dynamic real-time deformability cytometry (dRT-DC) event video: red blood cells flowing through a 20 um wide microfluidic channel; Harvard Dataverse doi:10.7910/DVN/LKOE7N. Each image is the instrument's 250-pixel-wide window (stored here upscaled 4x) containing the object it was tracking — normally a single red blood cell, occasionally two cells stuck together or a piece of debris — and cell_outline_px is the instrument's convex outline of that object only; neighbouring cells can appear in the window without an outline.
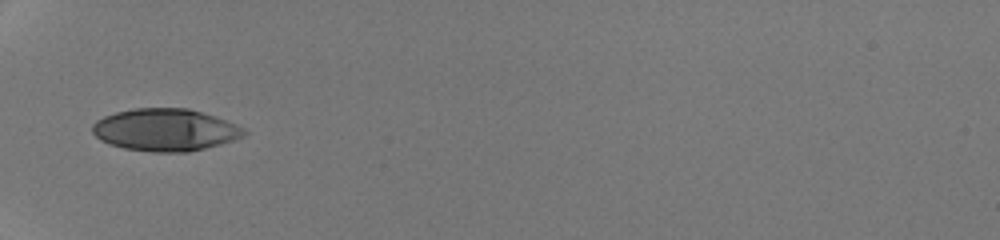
{"species": "human", "species_latin": "Homo sapiens", "temperature_condition": "room temperature", "stored_images_in_passage": 31, "camera_frame_rate_fps": 3000, "um_per_image_px": 0.085, "donor": {"sex": "male"}, "frame": {"image": 1, "passage_image": 1, "time_ms": 0.0, "image_size_px": [1000, 240], "cell_outline_px": [[248, 132], [244, 136], [220, 144], [188, 152], [152, 152], [124, 148], [100, 140], [92, 132], [92, 124], [96, 120], [104, 116], [116, 112], [136, 108], [188, 108], [216, 116], [236, 124], [244, 128]], "centroid_in_image_um": [14.05, 11.03], "position_along_channel_um": 70.9, "area_um2": 37.34}}
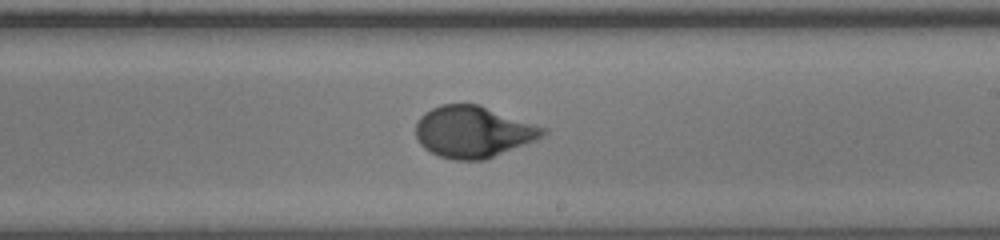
{"frame": {"image": 2, "passage_image": 14, "time_ms": 4.333, "image_size_px": [1000, 240], "cell_outline_px": [[548, 132], [544, 136], [536, 140], [484, 160], [452, 160], [440, 156], [424, 148], [420, 144], [416, 136], [416, 124], [420, 116], [424, 112], [440, 104], [480, 104], [548, 128]], "centroid_in_image_um": [40.24, 11.19], "position_along_channel_um": 248.8, "area_um2": 38.44}}
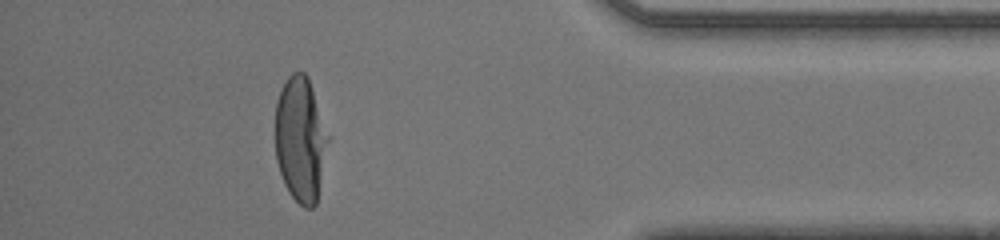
{"frame": {"image": 3, "passage_image": 27, "time_ms": 8.667, "image_size_px": [1000, 240], "cell_outline_px": [[328, 140], [316, 204], [312, 208], [304, 208], [288, 192], [284, 184], [276, 160], [276, 100], [280, 88], [288, 76], [292, 72], [304, 72], [308, 76], [328, 136]], "centroid_in_image_um": [25.51, 11.83], "position_along_channel_um": 409.7, "area_um2": 38.09}, "authors_computed_cell_mechanics": {"area_um2": 37.9746, "velocity_mm_per_s": 4.2855, "shape_relaxation_time_tau1_ms": 3.936, "shape_relaxation_time_tau2_ms": null, "deformation_change_tau1": 0.2232, "deformation_change_tau2": null}}